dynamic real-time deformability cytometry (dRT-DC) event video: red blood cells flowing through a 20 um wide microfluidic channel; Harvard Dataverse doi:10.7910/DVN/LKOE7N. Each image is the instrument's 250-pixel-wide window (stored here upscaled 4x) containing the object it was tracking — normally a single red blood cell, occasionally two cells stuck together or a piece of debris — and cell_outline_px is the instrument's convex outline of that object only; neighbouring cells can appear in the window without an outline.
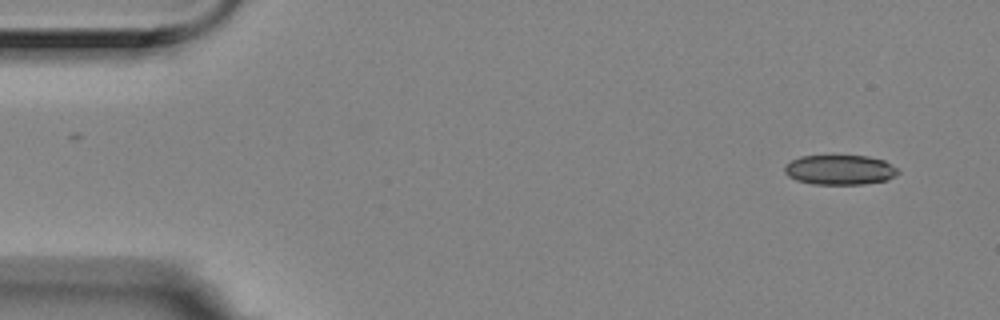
{"species": "Egyptian fruit bat (a non-hibernating species)", "species_latin": "Rousettus aegyptiacus", "temperature_condition": "room temperature", "stored_images_in_passage": 9, "camera_frame_rate_fps": 3000, "um_per_image_px": 0.085, "animal": {"sex": "female"}, "frame": {"image": 1, "passage_image": 1, "time_ms": 0.0, "image_size_px": [1000, 320], "cell_outline_px": [[900, 172], [896, 176], [888, 180], [864, 184], [812, 184], [796, 180], [788, 176], [784, 172], [784, 168], [792, 160], [800, 156], [868, 156], [884, 160], [896, 168]], "centroid_in_image_um": [71.41, 14.44], "position_along_channel_um": 13.6, "area_um2": 19.71}}
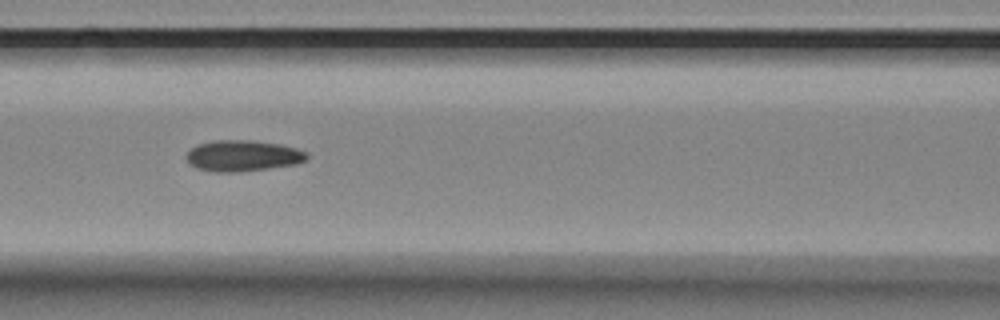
{"frame": {"image": 2, "passage_image": 7, "time_ms": 2.0, "image_size_px": [1000, 320], "cell_outline_px": [[308, 156], [304, 160], [296, 164], [268, 168], [236, 172], [212, 172], [196, 168], [184, 156], [192, 148], [200, 144], [216, 140], [252, 140], [280, 144], [296, 148], [308, 152]], "centroid_in_image_um": [20.64, 13.24], "position_along_channel_um": 146.0, "area_um2": 21.68}}
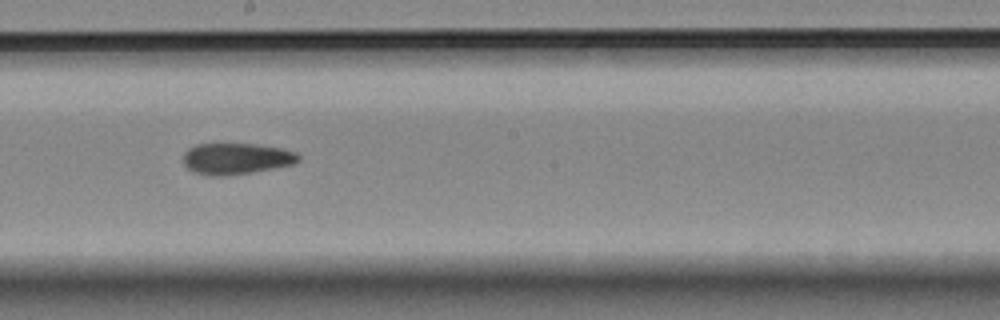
{"frame": {"image": 3, "passage_image": 9, "time_ms": 2.667, "image_size_px": [1000, 320], "cell_outline_px": [[300, 160], [292, 164], [252, 172], [224, 176], [212, 176], [192, 172], [184, 164], [184, 152], [188, 148], [196, 144], [256, 144], [280, 148], [296, 152], [300, 156]], "centroid_in_image_um": [20.05, 13.48], "position_along_channel_um": 228.1, "area_um2": 20.92}}